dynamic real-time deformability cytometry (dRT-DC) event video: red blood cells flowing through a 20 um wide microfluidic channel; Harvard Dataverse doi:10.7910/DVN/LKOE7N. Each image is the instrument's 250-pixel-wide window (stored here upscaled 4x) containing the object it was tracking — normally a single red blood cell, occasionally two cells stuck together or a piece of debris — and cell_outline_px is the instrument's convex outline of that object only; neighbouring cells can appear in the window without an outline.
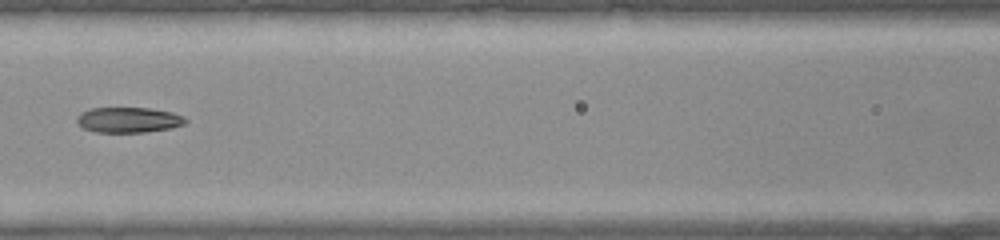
{"species": "common noctule bat (a hibernating species)", "species_latin": "Nyctalus noctula", "temperature_condition": "warm", "stored_images_in_passage": 40, "camera_frame_rate_fps": 3000, "um_per_image_px": 0.085, "animal": {"sex": "female", "body_mass_g": 22.0, "forearm_length_mm": 56.7}, "frame": {"image": 1, "passage_image": 18, "time_ms": 5.667, "image_size_px": [1000, 240], "cell_outline_px": [[188, 120], [184, 124], [172, 128], [144, 132], [96, 132], [84, 128], [76, 120], [76, 116], [80, 112], [88, 108], [148, 108], [172, 112], [184, 116]], "centroid_in_image_um": [10.92, 10.18], "position_along_channel_um": 155.7, "area_um2": 16.13}}
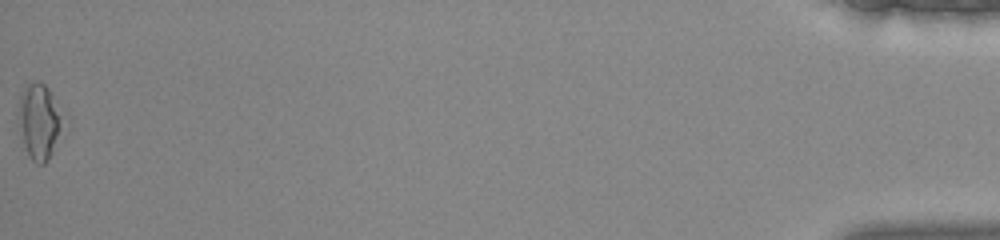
{"frame": {"image": 2, "passage_image": 40, "time_ms": 13.0, "image_size_px": [1000, 240], "cell_outline_px": [[56, 132], [52, 152], [48, 160], [44, 164], [36, 164], [28, 156], [24, 144], [20, 116], [20, 96], [28, 84], [44, 84], [48, 88], [56, 116]], "centroid_in_image_um": [3.22, 10.4], "position_along_channel_um": 432.0, "area_um2": 16.82}}